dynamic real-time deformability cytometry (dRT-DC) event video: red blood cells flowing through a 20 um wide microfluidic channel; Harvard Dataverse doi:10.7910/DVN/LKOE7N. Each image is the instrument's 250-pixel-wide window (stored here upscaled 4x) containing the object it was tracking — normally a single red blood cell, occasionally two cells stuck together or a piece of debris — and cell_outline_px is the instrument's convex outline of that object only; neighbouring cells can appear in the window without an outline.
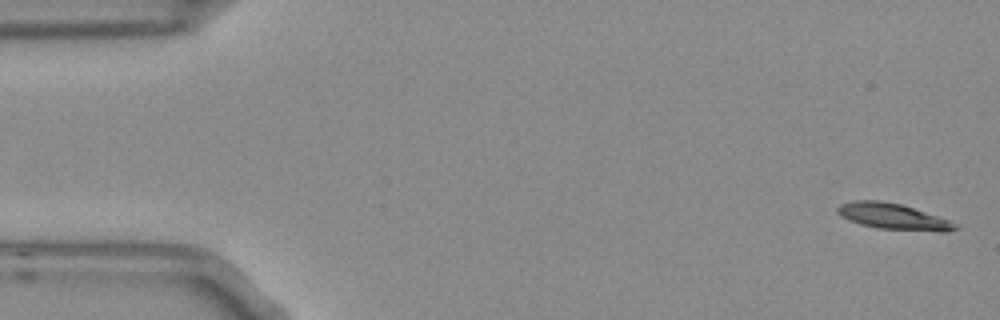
{"species": "Egyptian fruit bat (a non-hibernating species)", "species_latin": "Rousettus aegyptiacus", "temperature_condition": "room temperature", "stored_images_in_passage": 2, "segment_of_instrument_passage": [2, 2], "camera_frame_rate_fps": 3000, "um_per_image_px": 0.085, "frame": {"image": 1, "passage_image": 2, "time_ms": 0.333, "image_size_px": [1000, 320], "cell_outline_px": [[960, 228], [944, 232], [880, 228], [860, 224], [836, 212], [836, 208], [840, 204], [852, 200], [880, 200], [900, 204], [960, 224]], "centroid_in_image_um": [75.93, 18.4], "position_along_channel_um": 9.1, "area_um2": 17.51}}